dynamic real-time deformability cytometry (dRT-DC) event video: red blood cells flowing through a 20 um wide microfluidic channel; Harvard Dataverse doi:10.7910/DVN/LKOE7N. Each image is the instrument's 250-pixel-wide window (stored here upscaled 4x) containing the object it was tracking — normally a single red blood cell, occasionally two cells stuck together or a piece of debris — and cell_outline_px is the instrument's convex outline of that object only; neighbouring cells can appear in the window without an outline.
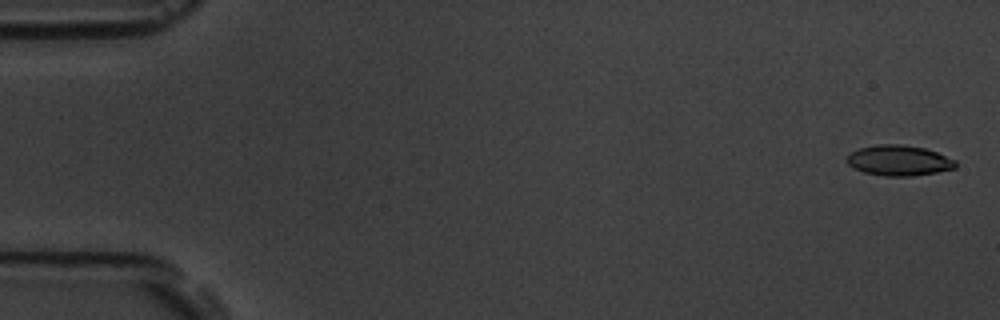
{"species": "common noctule bat (a hibernating species)", "species_latin": "Nyctalus noctula", "temperature_condition": "room temperature", "stored_images_in_passage": 8, "camera_frame_rate_fps": 3000, "um_per_image_px": 0.085, "animal": {"sex": "male", "body_mass_g": 19.5, "forearm_length_mm": 54.6}, "frame": {"image": 1, "passage_image": 1, "time_ms": 0.0, "image_size_px": [1000, 320], "cell_outline_px": [[956, 168], [936, 172], [912, 176], [888, 176], [864, 172], [852, 168], [844, 160], [852, 152], [860, 148], [876, 144], [900, 144], [924, 148], [936, 152], [956, 160]], "centroid_in_image_um": [76.39, 13.64], "position_along_channel_um": 8.6, "area_um2": 19.25}}
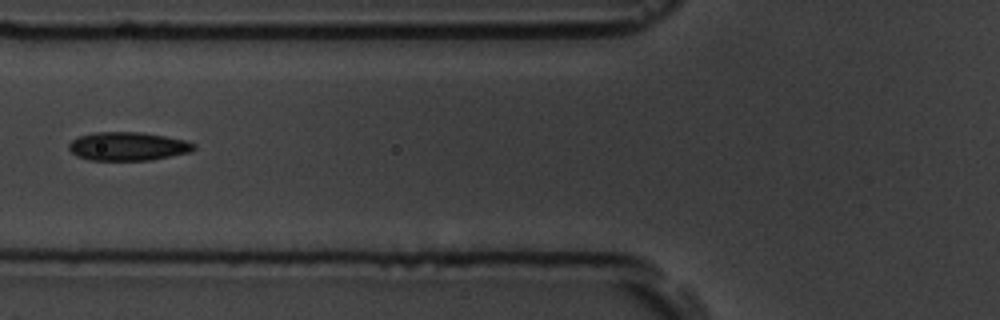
{"frame": {"image": 2, "passage_image": 7, "time_ms": 7.0, "image_size_px": [1000, 320], "cell_outline_px": [[196, 148], [192, 152], [152, 160], [88, 160], [76, 156], [68, 148], [68, 144], [72, 140], [80, 136], [96, 132], [140, 132], [188, 140], [196, 144]], "centroid_in_image_um": [10.91, 12.44], "position_along_channel_um": 114.9, "area_um2": 20.98}}
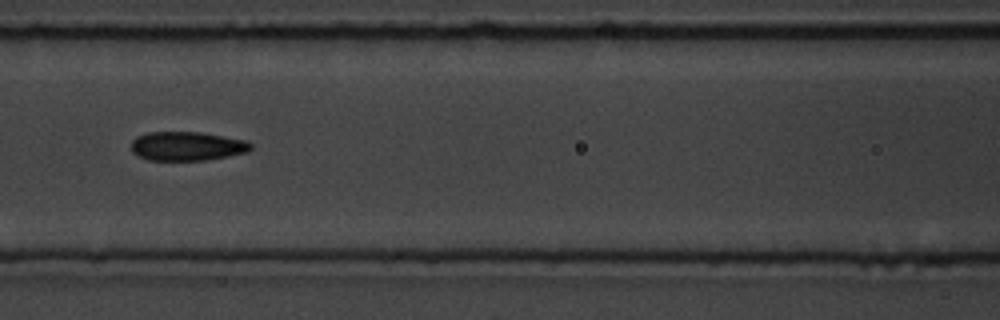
{"frame": {"image": 3, "passage_image": 8, "time_ms": 8.0, "image_size_px": [1000, 320], "cell_outline_px": [[252, 148], [248, 152], [228, 156], [204, 160], [148, 160], [132, 152], [132, 140], [136, 136], [148, 132], [200, 132], [248, 140], [252, 144]], "centroid_in_image_um": [15.92, 12.41], "position_along_channel_um": 150.7, "area_um2": 20.29}}